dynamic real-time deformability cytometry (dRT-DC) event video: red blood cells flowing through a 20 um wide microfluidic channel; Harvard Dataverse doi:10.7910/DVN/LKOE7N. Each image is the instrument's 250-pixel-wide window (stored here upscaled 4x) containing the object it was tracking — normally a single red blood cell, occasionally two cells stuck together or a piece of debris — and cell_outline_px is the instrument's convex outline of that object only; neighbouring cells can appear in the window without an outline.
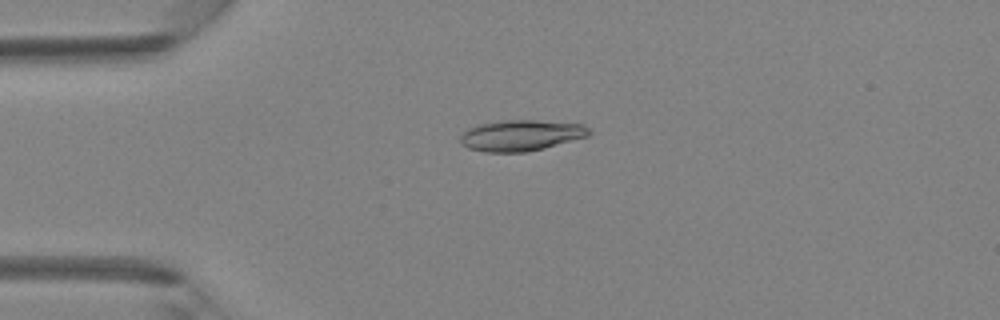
{"species": "Egyptian fruit bat (a non-hibernating species)", "species_latin": "Rousettus aegyptiacus", "temperature_condition": "room temperature", "stored_images_in_passage": 17, "camera_frame_rate_fps": 3000, "um_per_image_px": 0.085, "animal": {"sex": "female"}, "frame": {"image": 1, "passage_image": 10, "time_ms": 3.0, "image_size_px": [1000, 320], "cell_outline_px": [[592, 132], [588, 136], [544, 148], [524, 152], [484, 152], [468, 148], [460, 144], [460, 136], [468, 128], [476, 124], [504, 120], [536, 120], [584, 124]], "centroid_in_image_um": [44.26, 11.5], "position_along_channel_um": 40.7, "area_um2": 23.35}}
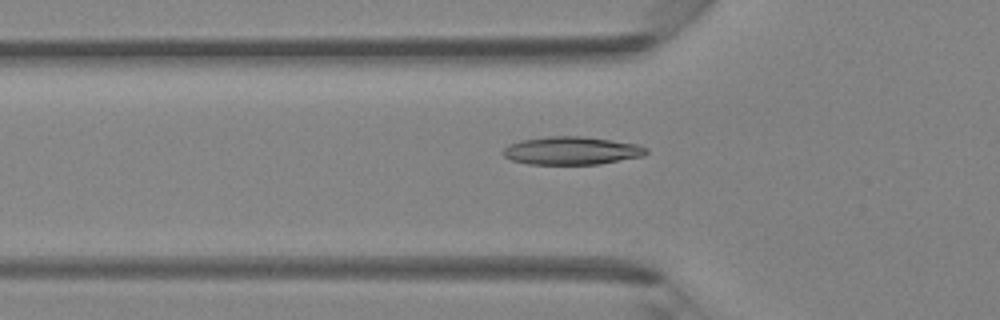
{"frame": {"image": 2, "passage_image": 14, "time_ms": 4.333, "image_size_px": [1000, 320], "cell_outline_px": [[648, 152], [644, 156], [600, 164], [528, 164], [512, 160], [504, 156], [500, 152], [508, 144], [524, 140], [548, 136], [584, 136], [640, 144], [648, 148]], "centroid_in_image_um": [48.62, 12.8], "position_along_channel_um": 77.2, "area_um2": 23.58}}
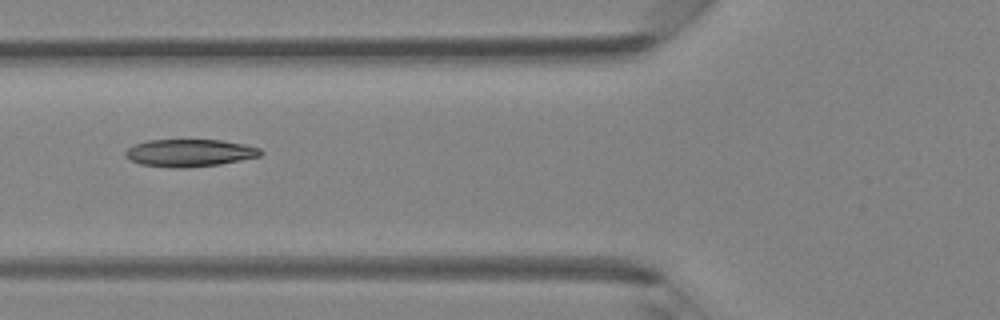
{"frame": {"image": 3, "passage_image": 16, "time_ms": 5.0, "image_size_px": [1000, 320], "cell_outline_px": [[264, 152], [260, 156], [220, 164], [188, 168], [172, 168], [140, 164], [124, 156], [124, 152], [128, 148], [136, 144], [148, 140], [220, 140], [244, 144], [260, 148]], "centroid_in_image_um": [16.12, 13.0], "position_along_channel_um": 109.7, "area_um2": 21.62}}